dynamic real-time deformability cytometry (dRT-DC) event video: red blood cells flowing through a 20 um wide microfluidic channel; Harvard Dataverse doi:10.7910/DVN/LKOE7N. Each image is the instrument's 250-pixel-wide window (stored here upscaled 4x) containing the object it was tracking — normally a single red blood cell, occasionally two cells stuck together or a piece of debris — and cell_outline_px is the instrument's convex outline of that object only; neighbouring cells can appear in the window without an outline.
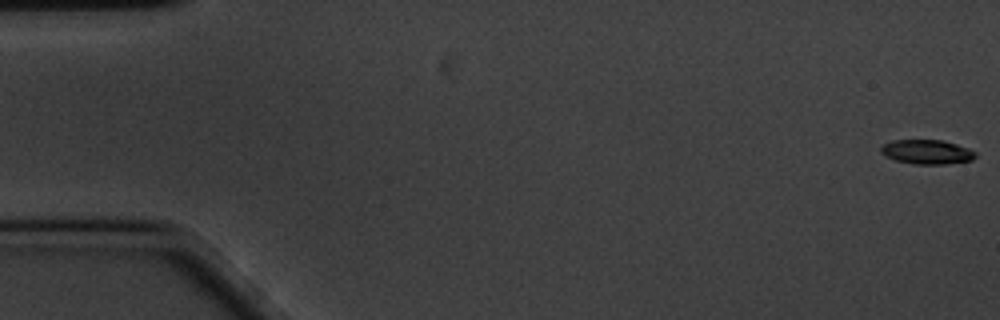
{"species": "common noctule bat (a hibernating species)", "species_latin": "Nyctalus noctula", "temperature_condition": "cold", "stored_images_in_passage": 60, "camera_frame_rate_fps": 3000, "um_per_image_px": 0.085, "animal": {"sex": "male", "body_mass_g": 20.1, "forearm_length_mm": 53.5}, "frame": {"image": 1, "passage_image": 1, "time_ms": 0.0, "image_size_px": [1000, 320], "cell_outline_px": [[976, 156], [972, 160], [948, 164], [912, 164], [896, 160], [884, 156], [880, 152], [880, 148], [884, 144], [892, 140], [940, 140], [956, 144], [968, 148], [976, 152]], "centroid_in_image_um": [78.77, 12.92], "position_along_channel_um": 6.2, "area_um2": 13.47}}
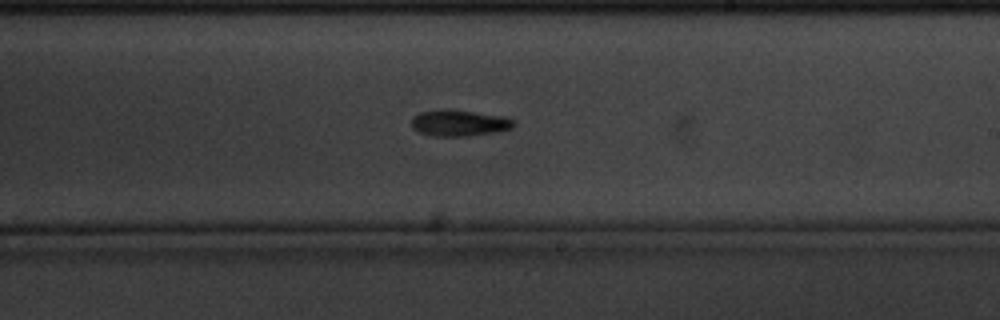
{"frame": {"image": 2, "passage_image": 35, "time_ms": 11.333, "image_size_px": [1000, 320], "cell_outline_px": [[516, 124], [512, 128], [492, 132], [468, 136], [432, 136], [420, 132], [412, 128], [412, 116], [420, 112], [440, 108], [444, 108], [508, 116], [516, 120]], "centroid_in_image_um": [39.05, 10.43], "position_along_channel_um": 250.0, "area_um2": 15.95}}
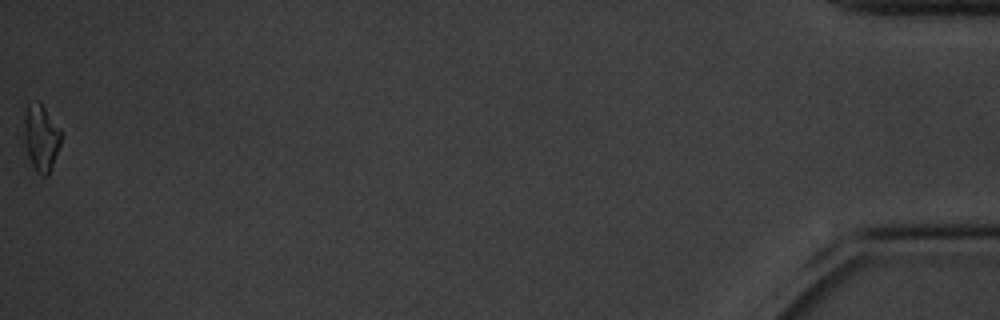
{"frame": {"image": 3, "passage_image": 60, "time_ms": 19.667, "image_size_px": [1000, 320], "cell_outline_px": [[60, 144], [48, 176], [40, 176], [36, 172], [28, 156], [24, 144], [24, 116], [28, 104], [40, 100], [60, 128]], "centroid_in_image_um": [3.48, 11.69], "position_along_channel_um": 431.7, "area_um2": 14.39}, "authors_computed_cell_mechanics": {"area_um2": 14.4789, "velocity_mm_per_s": 3.3693, "shape_relaxation_time_tau1_ms": 3.4355, "shape_relaxation_time_tau2_ms": null, "deformation_change_tau1": 0.1177, "deformation_change_tau2": null}}